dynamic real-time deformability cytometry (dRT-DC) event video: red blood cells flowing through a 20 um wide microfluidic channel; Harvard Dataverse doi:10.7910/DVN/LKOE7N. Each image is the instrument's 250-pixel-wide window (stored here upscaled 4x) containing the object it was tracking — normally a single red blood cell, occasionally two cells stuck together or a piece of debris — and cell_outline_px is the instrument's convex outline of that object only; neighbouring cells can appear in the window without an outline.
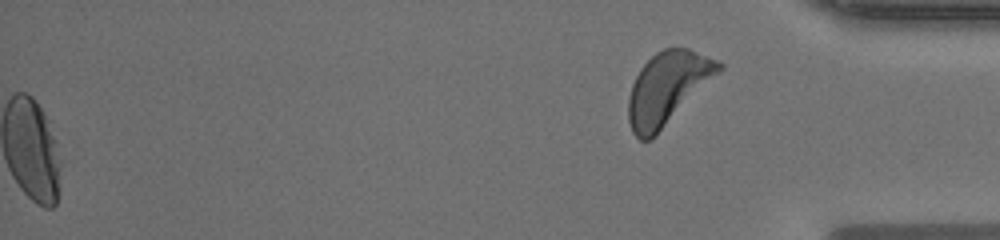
{"species": "human", "species_latin": "Homo sapiens", "temperature_condition": "warm", "stored_images_in_passage": 49, "segment_of_instrument_passage": [2, 2], "camera_frame_rate_fps": 3000, "um_per_image_px": 0.085, "donor": {"sex": "male"}, "frame": {"image": 1, "passage_image": 49, "time_ms": 16.0, "image_size_px": [1000, 240], "cell_outline_px": [[724, 68], [720, 72], [648, 140], [640, 140], [632, 132], [628, 120], [628, 100], [632, 84], [640, 68], [656, 52], [664, 48], [688, 48], [720, 60], [724, 64]], "centroid_in_image_um": [56.74, 7.43], "position_along_channel_um": 378.5, "area_um2": 37.28}}